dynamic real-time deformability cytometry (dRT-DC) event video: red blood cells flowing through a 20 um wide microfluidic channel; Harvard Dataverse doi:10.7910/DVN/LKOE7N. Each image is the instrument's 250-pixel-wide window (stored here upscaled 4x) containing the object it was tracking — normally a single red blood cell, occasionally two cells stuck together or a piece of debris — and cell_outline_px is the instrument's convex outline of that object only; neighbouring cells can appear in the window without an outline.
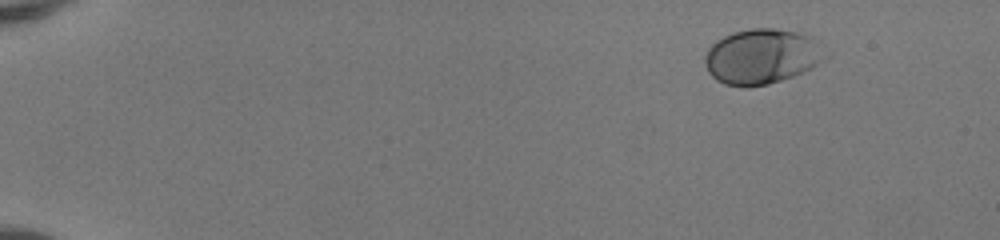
{"species": "human", "species_latin": "Homo sapiens", "temperature_condition": "room temperature", "stored_images_in_passage": 46, "camera_frame_rate_fps": 3000, "um_per_image_px": 0.085, "donor": {"sex": "female"}, "frame": {"image": 1, "passage_image": 1, "time_ms": 0.0, "image_size_px": [1000, 240], "cell_outline_px": [[832, 52], [824, 60], [812, 68], [792, 76], [768, 84], [744, 88], [724, 84], [716, 80], [708, 72], [704, 64], [704, 56], [708, 48], [716, 40], [732, 32], [752, 28], [772, 28], [800, 32], [812, 36], [820, 40]], "centroid_in_image_um": [64.82, 4.79], "position_along_channel_um": 20.2, "area_um2": 39.71}}
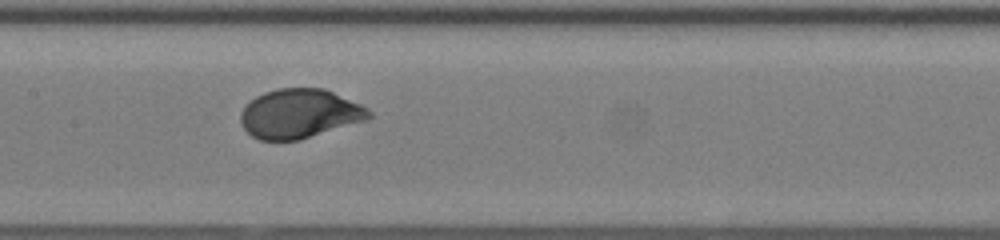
{"frame": {"image": 2, "passage_image": 23, "time_ms": 7.333, "image_size_px": [1000, 240], "cell_outline_px": [[372, 116], [368, 120], [300, 140], [260, 140], [252, 136], [240, 124], [240, 112], [256, 96], [264, 92], [276, 88], [324, 88], [360, 104], [368, 108], [372, 112]], "centroid_in_image_um": [25.48, 9.67], "position_along_channel_um": 181.9, "area_um2": 36.93}}
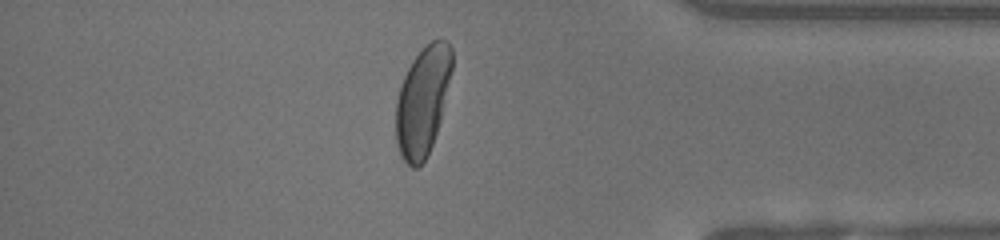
{"frame": {"image": 3, "passage_image": 40, "time_ms": 13.0, "image_size_px": [1000, 240], "cell_outline_px": [[452, 68], [440, 120], [432, 144], [424, 160], [416, 168], [412, 168], [400, 156], [396, 144], [396, 100], [404, 76], [412, 60], [432, 40], [448, 40], [452, 48]], "centroid_in_image_um": [35.91, 8.59], "position_along_channel_um": 399.3, "area_um2": 35.14}, "authors_computed_cell_mechanics": {"area_um2": 37.1076, "velocity_mm_per_s": 4.1486, "shape_relaxation_time_tau1_ms": 2.2054, "shape_relaxation_time_tau2_ms": null, "deformation_change_tau1": 0.1658, "deformation_change_tau2": null}}